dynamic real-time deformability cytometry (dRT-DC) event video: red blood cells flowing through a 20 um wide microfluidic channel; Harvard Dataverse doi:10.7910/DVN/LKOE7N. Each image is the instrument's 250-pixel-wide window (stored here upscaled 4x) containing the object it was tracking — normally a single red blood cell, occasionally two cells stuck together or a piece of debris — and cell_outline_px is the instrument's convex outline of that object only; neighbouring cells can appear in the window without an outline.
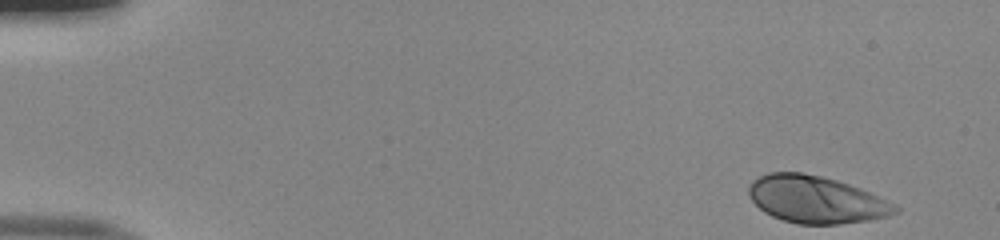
{"species": "human", "species_latin": "Homo sapiens", "temperature_condition": "room temperature", "stored_images_in_passage": 49, "camera_frame_rate_fps": 3000, "um_per_image_px": 0.085, "donor": {"sex": "male"}, "frame": {"image": 1, "passage_image": 1, "time_ms": 0.0, "image_size_px": [1000, 240], "cell_outline_px": [[900, 212], [888, 216], [868, 220], [840, 224], [796, 224], [772, 216], [764, 212], [748, 196], [748, 188], [752, 180], [768, 172], [804, 172], [836, 180], [860, 188], [888, 200], [896, 204], [900, 208]], "centroid_in_image_um": [69.37, 16.96], "position_along_channel_um": 15.6, "area_um2": 40.4}}
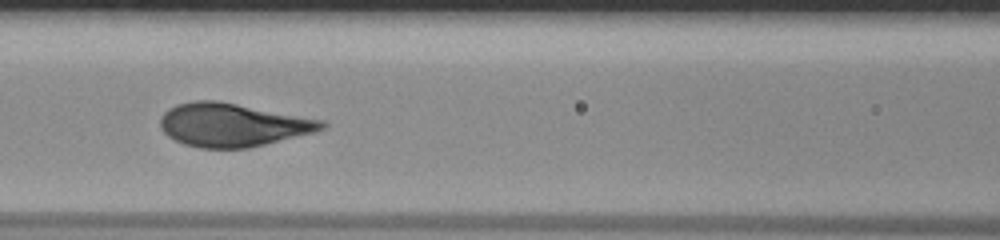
{"frame": {"image": 2, "passage_image": 21, "time_ms": 6.667, "image_size_px": [1000, 240], "cell_outline_px": [[328, 124], [324, 128], [316, 132], [248, 148], [200, 148], [184, 144], [168, 136], [160, 128], [160, 116], [168, 108], [176, 104], [196, 100], [216, 100], [324, 120]], "centroid_in_image_um": [19.76, 10.61], "position_along_channel_um": 146.8, "area_um2": 40.81}}
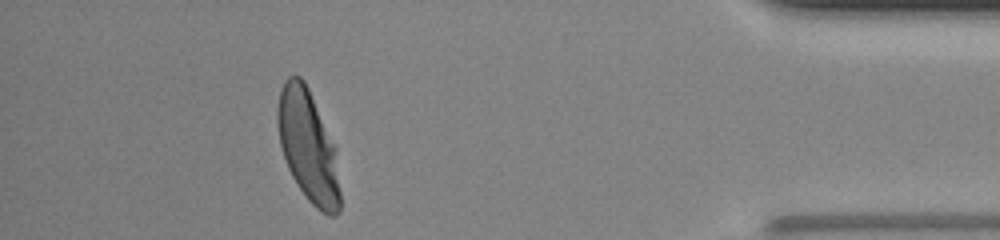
{"frame": {"image": 3, "passage_image": 44, "time_ms": 14.333, "image_size_px": [1000, 240], "cell_outline_px": [[340, 212], [336, 216], [328, 216], [320, 212], [308, 200], [296, 184], [288, 168], [280, 144], [276, 120], [276, 108], [280, 88], [284, 80], [288, 76], [300, 76], [304, 80], [308, 88], [336, 148], [340, 192]], "centroid_in_image_um": [26.18, 12.44], "position_along_channel_um": 409.0, "area_um2": 40.98}, "authors_computed_cell_mechanics": {"area_um2": 40.2288, "velocity_mm_per_s": 4.0064, "shape_relaxation_time_tau1_ms": 3.1353, "shape_relaxation_time_tau2_ms": null, "deformation_change_tau1": 0.193, "deformation_change_tau2": null}}